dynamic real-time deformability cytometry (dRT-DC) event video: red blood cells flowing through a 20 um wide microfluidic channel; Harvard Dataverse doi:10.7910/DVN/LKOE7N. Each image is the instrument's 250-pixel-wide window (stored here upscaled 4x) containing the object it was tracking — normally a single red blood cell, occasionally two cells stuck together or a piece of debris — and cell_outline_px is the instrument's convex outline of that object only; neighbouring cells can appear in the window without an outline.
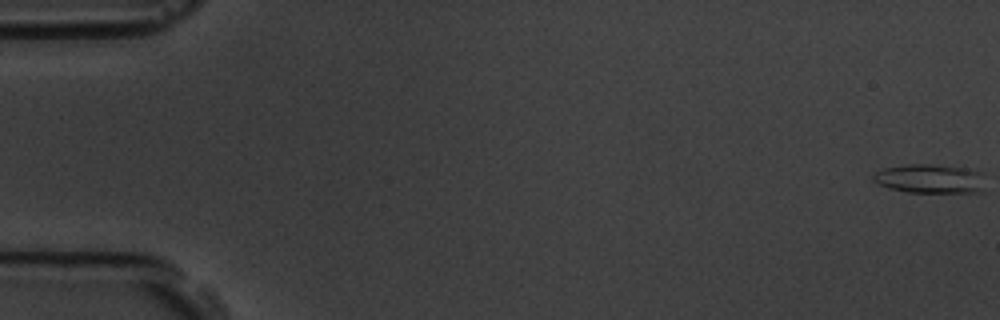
{"species": "common noctule bat (a hibernating species)", "species_latin": "Nyctalus noctula", "temperature_condition": "room temperature", "stored_images_in_passage": 59, "camera_frame_rate_fps": 3000, "um_per_image_px": 0.085, "animal": {"sex": "male", "body_mass_g": 19.5, "forearm_length_mm": 54.6}, "frame": {"image": 1, "passage_image": 1, "time_ms": 0.0, "image_size_px": [1000, 320], "cell_outline_px": [[984, 192], [908, 192], [888, 188], [872, 180], [872, 172], [884, 168], [904, 164], [928, 164], [964, 168], [984, 172]], "centroid_in_image_um": [79.05, 15.19], "position_along_channel_um": 5.9, "area_um2": 19.25}}
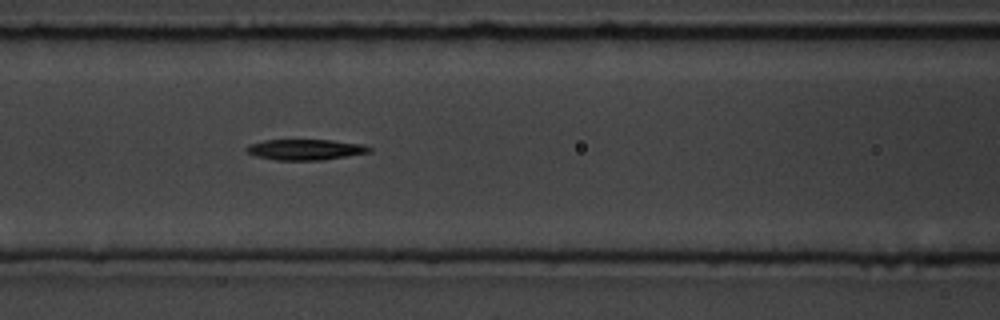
{"frame": {"image": 2, "passage_image": 25, "time_ms": 8.0, "image_size_px": [1000, 320], "cell_outline_px": [[372, 152], [320, 160], [276, 160], [256, 156], [248, 152], [244, 148], [248, 144], [264, 140], [332, 140], [364, 144], [372, 148]], "centroid_in_image_um": [25.96, 12.71], "position_along_channel_um": 140.6, "area_um2": 14.85}}
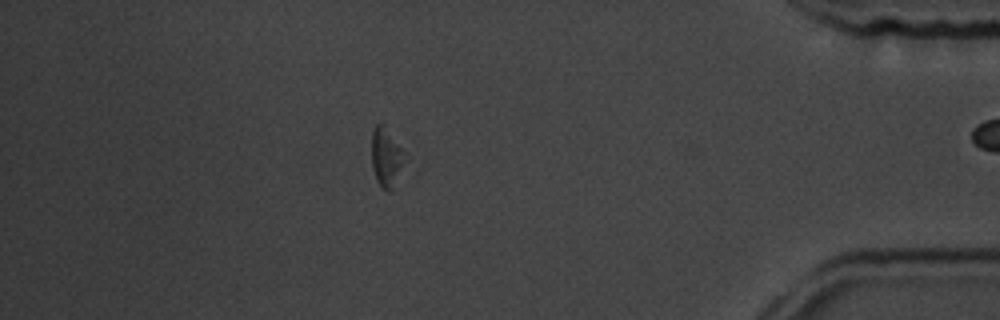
{"frame": {"image": 3, "passage_image": 50, "time_ms": 16.333, "image_size_px": [1000, 320], "cell_outline_px": [[408, 152], [404, 164], [392, 192], [388, 192], [380, 188], [376, 180], [372, 168], [372, 132], [376, 124], [380, 124]], "centroid_in_image_um": [32.87, 13.46], "position_along_channel_um": 402.3, "area_um2": 11.68}, "authors_computed_cell_mechanics": {"area_um2": 15.2014, "velocity_mm_per_s": 3.6318, "shape_relaxation_time_tau1_ms": 4.3025, "shape_relaxation_time_tau2_ms": null, "deformation_change_tau1": 0.1058, "deformation_change_tau2": null}}